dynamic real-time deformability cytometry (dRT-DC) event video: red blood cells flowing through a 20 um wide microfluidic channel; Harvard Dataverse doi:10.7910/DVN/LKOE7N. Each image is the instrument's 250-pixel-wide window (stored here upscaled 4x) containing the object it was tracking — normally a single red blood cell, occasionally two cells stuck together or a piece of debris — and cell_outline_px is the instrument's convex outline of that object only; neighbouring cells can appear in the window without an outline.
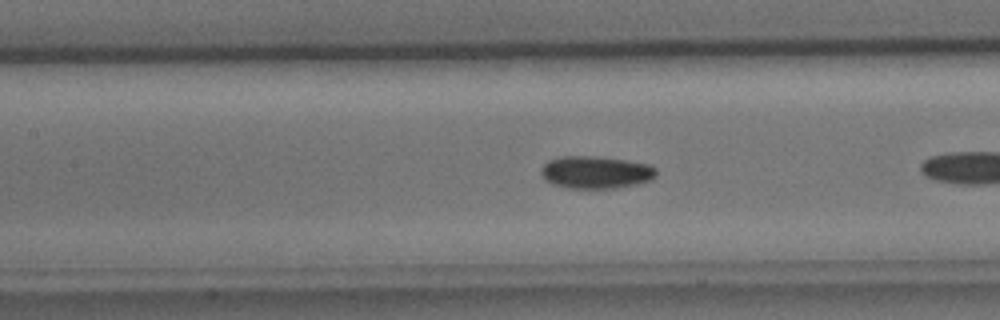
{"species": "common noctule bat (a hibernating species)", "species_latin": "Nyctalus noctula", "temperature_condition": "cold", "stored_images_in_passage": 25, "camera_frame_rate_fps": 3000, "um_per_image_px": 0.085, "animal": {"sex": "male", "body_mass_g": 15.6}, "frame": {"image": 1, "passage_image": 8, "time_ms": 2.333, "image_size_px": [1000, 320], "cell_outline_px": [[656, 176], [652, 180], [636, 184], [616, 188], [568, 188], [552, 184], [544, 180], [540, 172], [544, 164], [548, 160], [560, 156], [596, 156], [652, 164], [656, 168]], "centroid_in_image_um": [50.64, 14.64], "position_along_channel_um": 156.8, "area_um2": 22.02}}
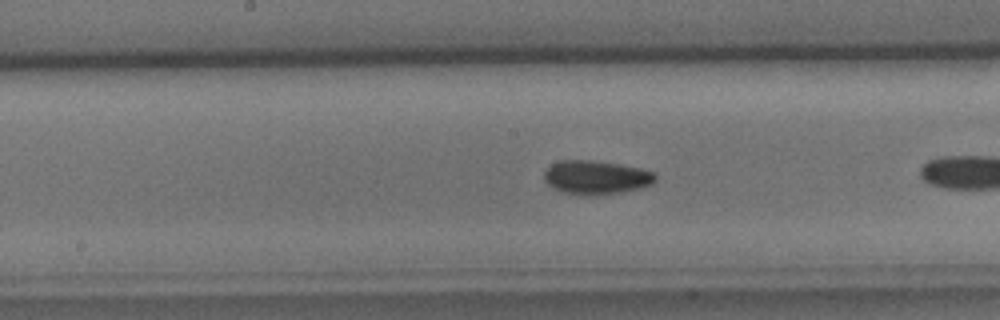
{"frame": {"image": 2, "passage_image": 11, "time_ms": 3.333, "image_size_px": [1000, 320], "cell_outline_px": [[656, 180], [652, 184], [640, 188], [620, 192], [592, 196], [580, 196], [564, 192], [552, 188], [544, 180], [544, 172], [552, 164], [560, 160], [592, 160], [620, 164], [640, 168], [652, 172], [656, 176]], "centroid_in_image_um": [50.65, 15.09], "position_along_channel_um": 197.6, "area_um2": 22.02}}